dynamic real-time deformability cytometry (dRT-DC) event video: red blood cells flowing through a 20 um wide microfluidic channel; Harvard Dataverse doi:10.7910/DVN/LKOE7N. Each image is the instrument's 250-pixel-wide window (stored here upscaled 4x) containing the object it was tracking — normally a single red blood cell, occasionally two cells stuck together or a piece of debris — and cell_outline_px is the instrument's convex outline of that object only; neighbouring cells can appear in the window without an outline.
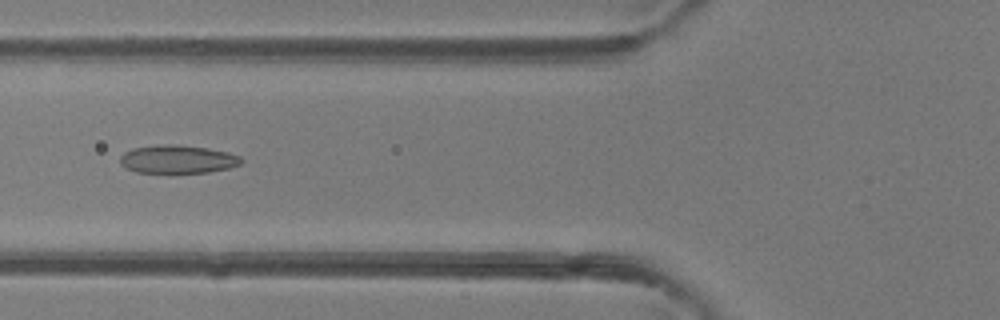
{"species": "common noctule bat (a hibernating species)", "species_latin": "Nyctalus noctula", "temperature_condition": "room temperature", "stored_images_in_passage": 7, "camera_frame_rate_fps": 3000, "um_per_image_px": 0.085, "animal": {"sex": "female"}, "frame": {"image": 1, "passage_image": 5, "time_ms": 1.333, "image_size_px": [1000, 320], "cell_outline_px": [[244, 160], [240, 164], [228, 168], [208, 172], [172, 176], [136, 172], [120, 164], [120, 156], [124, 152], [132, 148], [168, 144], [176, 144], [208, 148], [228, 152], [240, 156]], "centroid_in_image_um": [15.09, 13.58], "position_along_channel_um": 110.7, "area_um2": 20.81}}